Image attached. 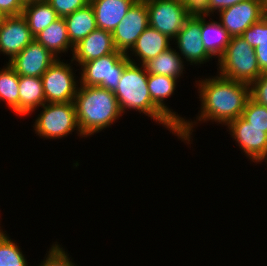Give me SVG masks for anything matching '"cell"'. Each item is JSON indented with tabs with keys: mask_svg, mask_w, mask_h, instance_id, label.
<instances>
[{
	"mask_svg": "<svg viewBox=\"0 0 267 266\" xmlns=\"http://www.w3.org/2000/svg\"><path fill=\"white\" fill-rule=\"evenodd\" d=\"M216 75L195 80L201 107L196 120L187 119L178 130L177 139L185 144H192L194 126H198V123L210 121L226 127L232 120L242 116L250 98V85Z\"/></svg>",
	"mask_w": 267,
	"mask_h": 266,
	"instance_id": "6da1fadb",
	"label": "cell"
},
{
	"mask_svg": "<svg viewBox=\"0 0 267 266\" xmlns=\"http://www.w3.org/2000/svg\"><path fill=\"white\" fill-rule=\"evenodd\" d=\"M74 104L78 125L85 138L111 128L123 116L115 94L99 86L79 84Z\"/></svg>",
	"mask_w": 267,
	"mask_h": 266,
	"instance_id": "7a4b0ae2",
	"label": "cell"
},
{
	"mask_svg": "<svg viewBox=\"0 0 267 266\" xmlns=\"http://www.w3.org/2000/svg\"><path fill=\"white\" fill-rule=\"evenodd\" d=\"M113 93L123 115L129 110L138 111L177 136L179 128L152 102L145 65L130 62Z\"/></svg>",
	"mask_w": 267,
	"mask_h": 266,
	"instance_id": "3957f363",
	"label": "cell"
},
{
	"mask_svg": "<svg viewBox=\"0 0 267 266\" xmlns=\"http://www.w3.org/2000/svg\"><path fill=\"white\" fill-rule=\"evenodd\" d=\"M217 62L219 75L249 85L263 73L254 48L242 36L231 37L224 54Z\"/></svg>",
	"mask_w": 267,
	"mask_h": 266,
	"instance_id": "277c9868",
	"label": "cell"
},
{
	"mask_svg": "<svg viewBox=\"0 0 267 266\" xmlns=\"http://www.w3.org/2000/svg\"><path fill=\"white\" fill-rule=\"evenodd\" d=\"M43 109L35 117L33 130L40 138L62 139L75 130L79 137L84 138L78 125L74 102L45 103Z\"/></svg>",
	"mask_w": 267,
	"mask_h": 266,
	"instance_id": "5b68a950",
	"label": "cell"
},
{
	"mask_svg": "<svg viewBox=\"0 0 267 266\" xmlns=\"http://www.w3.org/2000/svg\"><path fill=\"white\" fill-rule=\"evenodd\" d=\"M131 61L127 54L116 50L100 58L83 63L80 67V85L99 86L114 92L125 67Z\"/></svg>",
	"mask_w": 267,
	"mask_h": 266,
	"instance_id": "8992f818",
	"label": "cell"
},
{
	"mask_svg": "<svg viewBox=\"0 0 267 266\" xmlns=\"http://www.w3.org/2000/svg\"><path fill=\"white\" fill-rule=\"evenodd\" d=\"M70 61L65 63L58 58L42 75L46 103L74 102L80 79L72 67L74 62Z\"/></svg>",
	"mask_w": 267,
	"mask_h": 266,
	"instance_id": "52a82bcc",
	"label": "cell"
},
{
	"mask_svg": "<svg viewBox=\"0 0 267 266\" xmlns=\"http://www.w3.org/2000/svg\"><path fill=\"white\" fill-rule=\"evenodd\" d=\"M148 9L149 26L172 41L184 26L192 11L179 0H144Z\"/></svg>",
	"mask_w": 267,
	"mask_h": 266,
	"instance_id": "ba28073f",
	"label": "cell"
},
{
	"mask_svg": "<svg viewBox=\"0 0 267 266\" xmlns=\"http://www.w3.org/2000/svg\"><path fill=\"white\" fill-rule=\"evenodd\" d=\"M227 131L239 146L250 162L260 164L267 156L266 128H256L242 117L232 120L227 126Z\"/></svg>",
	"mask_w": 267,
	"mask_h": 266,
	"instance_id": "9c48e42d",
	"label": "cell"
},
{
	"mask_svg": "<svg viewBox=\"0 0 267 266\" xmlns=\"http://www.w3.org/2000/svg\"><path fill=\"white\" fill-rule=\"evenodd\" d=\"M201 38V14L193 12L171 42L177 45V52L185 60V64L189 62L187 64L201 66L213 60L205 50Z\"/></svg>",
	"mask_w": 267,
	"mask_h": 266,
	"instance_id": "30bf717a",
	"label": "cell"
},
{
	"mask_svg": "<svg viewBox=\"0 0 267 266\" xmlns=\"http://www.w3.org/2000/svg\"><path fill=\"white\" fill-rule=\"evenodd\" d=\"M149 26L148 9L144 0H137L112 32L115 49L125 54Z\"/></svg>",
	"mask_w": 267,
	"mask_h": 266,
	"instance_id": "8fae6325",
	"label": "cell"
},
{
	"mask_svg": "<svg viewBox=\"0 0 267 266\" xmlns=\"http://www.w3.org/2000/svg\"><path fill=\"white\" fill-rule=\"evenodd\" d=\"M219 22L231 37L241 36L253 23L263 18V0H246L217 13Z\"/></svg>",
	"mask_w": 267,
	"mask_h": 266,
	"instance_id": "7c38bea8",
	"label": "cell"
},
{
	"mask_svg": "<svg viewBox=\"0 0 267 266\" xmlns=\"http://www.w3.org/2000/svg\"><path fill=\"white\" fill-rule=\"evenodd\" d=\"M49 50L35 39L8 63L19 76L42 77L57 60Z\"/></svg>",
	"mask_w": 267,
	"mask_h": 266,
	"instance_id": "4fadbf2b",
	"label": "cell"
},
{
	"mask_svg": "<svg viewBox=\"0 0 267 266\" xmlns=\"http://www.w3.org/2000/svg\"><path fill=\"white\" fill-rule=\"evenodd\" d=\"M34 36L21 15L6 16L0 28V55L8 56V62L26 48Z\"/></svg>",
	"mask_w": 267,
	"mask_h": 266,
	"instance_id": "5bb4252c",
	"label": "cell"
},
{
	"mask_svg": "<svg viewBox=\"0 0 267 266\" xmlns=\"http://www.w3.org/2000/svg\"><path fill=\"white\" fill-rule=\"evenodd\" d=\"M112 33L103 29L90 32L84 39L74 45L71 60L80 66L91 60L115 52ZM78 63V64H77Z\"/></svg>",
	"mask_w": 267,
	"mask_h": 266,
	"instance_id": "9a60e30c",
	"label": "cell"
},
{
	"mask_svg": "<svg viewBox=\"0 0 267 266\" xmlns=\"http://www.w3.org/2000/svg\"><path fill=\"white\" fill-rule=\"evenodd\" d=\"M170 41L172 40L166 35L155 28L148 26L137 38L135 45L129 51L130 53H127V57L132 63L145 65L148 61L157 57L161 52L170 48V45H172ZM133 56L136 61L140 63L136 62L135 59L132 58Z\"/></svg>",
	"mask_w": 267,
	"mask_h": 266,
	"instance_id": "2e32d148",
	"label": "cell"
},
{
	"mask_svg": "<svg viewBox=\"0 0 267 266\" xmlns=\"http://www.w3.org/2000/svg\"><path fill=\"white\" fill-rule=\"evenodd\" d=\"M179 79L169 76L148 74V90L152 102L178 127L187 120V118L179 115L176 111L165 103L168 98L174 95ZM177 113V114H176Z\"/></svg>",
	"mask_w": 267,
	"mask_h": 266,
	"instance_id": "e0dca14e",
	"label": "cell"
},
{
	"mask_svg": "<svg viewBox=\"0 0 267 266\" xmlns=\"http://www.w3.org/2000/svg\"><path fill=\"white\" fill-rule=\"evenodd\" d=\"M137 0H90L98 29L113 32Z\"/></svg>",
	"mask_w": 267,
	"mask_h": 266,
	"instance_id": "ac0fdd59",
	"label": "cell"
},
{
	"mask_svg": "<svg viewBox=\"0 0 267 266\" xmlns=\"http://www.w3.org/2000/svg\"><path fill=\"white\" fill-rule=\"evenodd\" d=\"M34 39L49 50L54 56L60 58L62 53H73L74 46L69 41L66 21L59 17L47 28L38 33ZM60 54V55H59Z\"/></svg>",
	"mask_w": 267,
	"mask_h": 266,
	"instance_id": "d6986e66",
	"label": "cell"
},
{
	"mask_svg": "<svg viewBox=\"0 0 267 266\" xmlns=\"http://www.w3.org/2000/svg\"><path fill=\"white\" fill-rule=\"evenodd\" d=\"M45 103L41 77L19 76V117L31 116Z\"/></svg>",
	"mask_w": 267,
	"mask_h": 266,
	"instance_id": "ffe728a7",
	"label": "cell"
},
{
	"mask_svg": "<svg viewBox=\"0 0 267 266\" xmlns=\"http://www.w3.org/2000/svg\"><path fill=\"white\" fill-rule=\"evenodd\" d=\"M201 15V40L207 53L214 59L219 60L224 54L231 36L219 21Z\"/></svg>",
	"mask_w": 267,
	"mask_h": 266,
	"instance_id": "44dd1931",
	"label": "cell"
},
{
	"mask_svg": "<svg viewBox=\"0 0 267 266\" xmlns=\"http://www.w3.org/2000/svg\"><path fill=\"white\" fill-rule=\"evenodd\" d=\"M22 16L35 37L59 18L56 11L46 0H28L24 3Z\"/></svg>",
	"mask_w": 267,
	"mask_h": 266,
	"instance_id": "7402d4cb",
	"label": "cell"
},
{
	"mask_svg": "<svg viewBox=\"0 0 267 266\" xmlns=\"http://www.w3.org/2000/svg\"><path fill=\"white\" fill-rule=\"evenodd\" d=\"M69 41L74 46L97 29L95 14L90 3L64 17Z\"/></svg>",
	"mask_w": 267,
	"mask_h": 266,
	"instance_id": "603a6c76",
	"label": "cell"
},
{
	"mask_svg": "<svg viewBox=\"0 0 267 266\" xmlns=\"http://www.w3.org/2000/svg\"><path fill=\"white\" fill-rule=\"evenodd\" d=\"M185 61L172 46L148 61L145 68L148 74L169 76L180 80L185 71Z\"/></svg>",
	"mask_w": 267,
	"mask_h": 266,
	"instance_id": "cb8c5ba5",
	"label": "cell"
},
{
	"mask_svg": "<svg viewBox=\"0 0 267 266\" xmlns=\"http://www.w3.org/2000/svg\"><path fill=\"white\" fill-rule=\"evenodd\" d=\"M241 36L254 48L260 70L267 71V18L253 23Z\"/></svg>",
	"mask_w": 267,
	"mask_h": 266,
	"instance_id": "d4e9b609",
	"label": "cell"
},
{
	"mask_svg": "<svg viewBox=\"0 0 267 266\" xmlns=\"http://www.w3.org/2000/svg\"><path fill=\"white\" fill-rule=\"evenodd\" d=\"M0 68V102L19 115V75L7 63Z\"/></svg>",
	"mask_w": 267,
	"mask_h": 266,
	"instance_id": "484cf974",
	"label": "cell"
},
{
	"mask_svg": "<svg viewBox=\"0 0 267 266\" xmlns=\"http://www.w3.org/2000/svg\"><path fill=\"white\" fill-rule=\"evenodd\" d=\"M0 266H28L20 246L5 230L0 234Z\"/></svg>",
	"mask_w": 267,
	"mask_h": 266,
	"instance_id": "4316f807",
	"label": "cell"
},
{
	"mask_svg": "<svg viewBox=\"0 0 267 266\" xmlns=\"http://www.w3.org/2000/svg\"><path fill=\"white\" fill-rule=\"evenodd\" d=\"M242 117L250 124V126L256 128H266L267 133V107L263 106L251 97L246 103L243 110Z\"/></svg>",
	"mask_w": 267,
	"mask_h": 266,
	"instance_id": "83f0119b",
	"label": "cell"
},
{
	"mask_svg": "<svg viewBox=\"0 0 267 266\" xmlns=\"http://www.w3.org/2000/svg\"><path fill=\"white\" fill-rule=\"evenodd\" d=\"M39 266H76L62 244L54 242Z\"/></svg>",
	"mask_w": 267,
	"mask_h": 266,
	"instance_id": "f1b7e54d",
	"label": "cell"
},
{
	"mask_svg": "<svg viewBox=\"0 0 267 266\" xmlns=\"http://www.w3.org/2000/svg\"><path fill=\"white\" fill-rule=\"evenodd\" d=\"M59 17H65L89 3L88 0H46Z\"/></svg>",
	"mask_w": 267,
	"mask_h": 266,
	"instance_id": "f546056e",
	"label": "cell"
},
{
	"mask_svg": "<svg viewBox=\"0 0 267 266\" xmlns=\"http://www.w3.org/2000/svg\"><path fill=\"white\" fill-rule=\"evenodd\" d=\"M250 97L267 107V71L250 84Z\"/></svg>",
	"mask_w": 267,
	"mask_h": 266,
	"instance_id": "4dcf8cb0",
	"label": "cell"
},
{
	"mask_svg": "<svg viewBox=\"0 0 267 266\" xmlns=\"http://www.w3.org/2000/svg\"><path fill=\"white\" fill-rule=\"evenodd\" d=\"M246 0H207L204 7L198 12L201 15L212 17L219 11L231 7L236 3H240ZM212 15V16H211Z\"/></svg>",
	"mask_w": 267,
	"mask_h": 266,
	"instance_id": "1f68e13d",
	"label": "cell"
},
{
	"mask_svg": "<svg viewBox=\"0 0 267 266\" xmlns=\"http://www.w3.org/2000/svg\"><path fill=\"white\" fill-rule=\"evenodd\" d=\"M24 3V0H0V12L5 16L21 15Z\"/></svg>",
	"mask_w": 267,
	"mask_h": 266,
	"instance_id": "d6a6232c",
	"label": "cell"
},
{
	"mask_svg": "<svg viewBox=\"0 0 267 266\" xmlns=\"http://www.w3.org/2000/svg\"><path fill=\"white\" fill-rule=\"evenodd\" d=\"M182 1L192 12L198 13L207 0H179Z\"/></svg>",
	"mask_w": 267,
	"mask_h": 266,
	"instance_id": "836d02e7",
	"label": "cell"
},
{
	"mask_svg": "<svg viewBox=\"0 0 267 266\" xmlns=\"http://www.w3.org/2000/svg\"><path fill=\"white\" fill-rule=\"evenodd\" d=\"M263 16L267 18V0H263Z\"/></svg>",
	"mask_w": 267,
	"mask_h": 266,
	"instance_id": "e575fe53",
	"label": "cell"
},
{
	"mask_svg": "<svg viewBox=\"0 0 267 266\" xmlns=\"http://www.w3.org/2000/svg\"><path fill=\"white\" fill-rule=\"evenodd\" d=\"M5 17L6 16L3 13L0 12V28L2 26V23H3L4 19H5Z\"/></svg>",
	"mask_w": 267,
	"mask_h": 266,
	"instance_id": "d590c367",
	"label": "cell"
},
{
	"mask_svg": "<svg viewBox=\"0 0 267 266\" xmlns=\"http://www.w3.org/2000/svg\"><path fill=\"white\" fill-rule=\"evenodd\" d=\"M261 162H265V164H266L267 163V156Z\"/></svg>",
	"mask_w": 267,
	"mask_h": 266,
	"instance_id": "8d00e7d4",
	"label": "cell"
},
{
	"mask_svg": "<svg viewBox=\"0 0 267 266\" xmlns=\"http://www.w3.org/2000/svg\"><path fill=\"white\" fill-rule=\"evenodd\" d=\"M0 217H1V216H0ZM0 222H1V220H0ZM0 225H1V223H0ZM2 227H3V226H0V234L3 232Z\"/></svg>",
	"mask_w": 267,
	"mask_h": 266,
	"instance_id": "74e56055",
	"label": "cell"
}]
</instances>
